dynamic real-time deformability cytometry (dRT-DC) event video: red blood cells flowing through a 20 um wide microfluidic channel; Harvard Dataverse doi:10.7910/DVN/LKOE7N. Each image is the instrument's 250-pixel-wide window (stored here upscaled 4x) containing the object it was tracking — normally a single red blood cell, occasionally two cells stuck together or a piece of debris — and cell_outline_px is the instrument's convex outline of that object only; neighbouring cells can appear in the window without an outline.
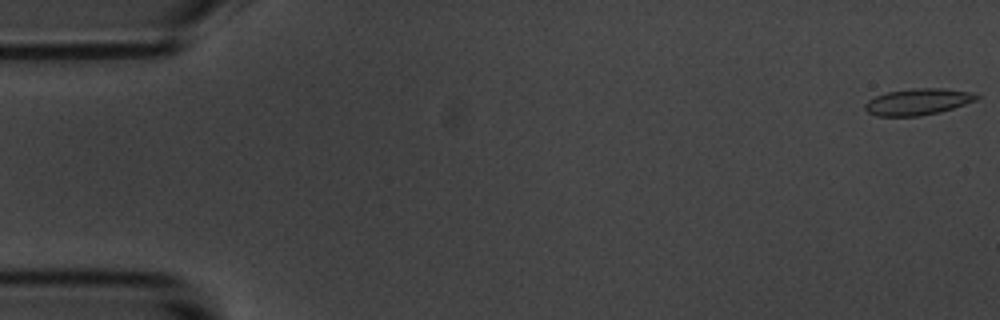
{"species": "common noctule bat (a hibernating species)", "species_latin": "Nyctalus noctula", "temperature_condition": "room temperature", "stored_images_in_passage": 56, "camera_frame_rate_fps": 3000, "um_per_image_px": 0.085, "animal": {"sex": "male", "body_mass_g": 20.1, "forearm_length_mm": 53.5}, "frame": {"image": 1, "passage_image": 1, "time_ms": 0.0, "image_size_px": [1000, 320], "cell_outline_px": [[980, 96], [976, 100], [940, 112], [920, 116], [876, 116], [868, 112], [864, 108], [864, 104], [868, 100], [876, 96], [888, 92], [912, 88], [940, 88], [972, 92]], "centroid_in_image_um": [78.0, 8.65], "position_along_channel_um": 7.0, "area_um2": 17.11}}
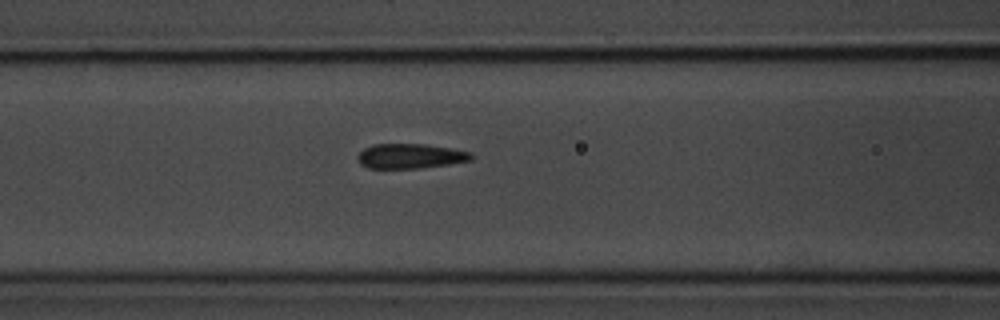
{"frame": {"image": 2, "passage_image": 23, "time_ms": 7.333, "image_size_px": [1000, 320], "cell_outline_px": [[476, 156], [472, 160], [448, 164], [420, 168], [368, 168], [360, 164], [356, 156], [364, 148], [372, 144], [424, 144], [452, 148], [472, 152]], "centroid_in_image_um": [34.9, 13.26], "position_along_channel_um": 131.7, "area_um2": 16.59}}
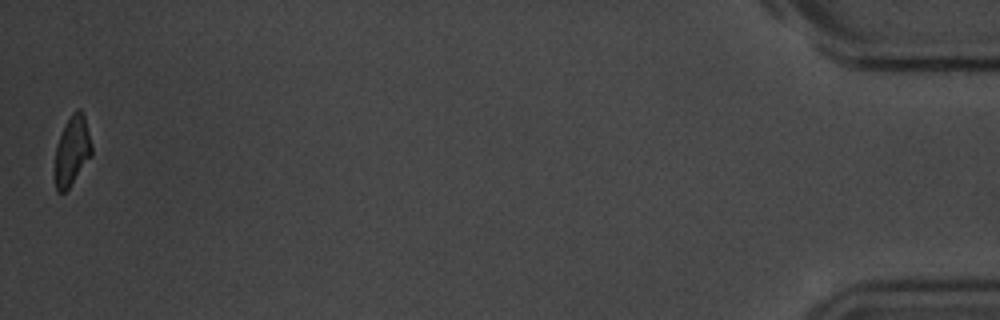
{"frame": {"image": 3, "passage_image": 56, "time_ms": 18.333, "image_size_px": [1000, 320], "cell_outline_px": [[92, 156], [68, 188], [64, 192], [56, 192], [56, 144], [72, 112], [76, 108], [80, 108], [84, 116], [92, 144]], "centroid_in_image_um": [6.15, 12.79], "position_along_channel_um": 429.0, "area_um2": 14.57}, "authors_computed_cell_mechanics": {"area_um2": 16.6753, "velocity_mm_per_s": 3.5705, "shape_relaxation_time_tau1_ms": 3.9397, "shape_relaxation_time_tau2_ms": 1.3958, "deformation_change_tau1": 0.1145, "deformation_change_tau2": 0.0954}}